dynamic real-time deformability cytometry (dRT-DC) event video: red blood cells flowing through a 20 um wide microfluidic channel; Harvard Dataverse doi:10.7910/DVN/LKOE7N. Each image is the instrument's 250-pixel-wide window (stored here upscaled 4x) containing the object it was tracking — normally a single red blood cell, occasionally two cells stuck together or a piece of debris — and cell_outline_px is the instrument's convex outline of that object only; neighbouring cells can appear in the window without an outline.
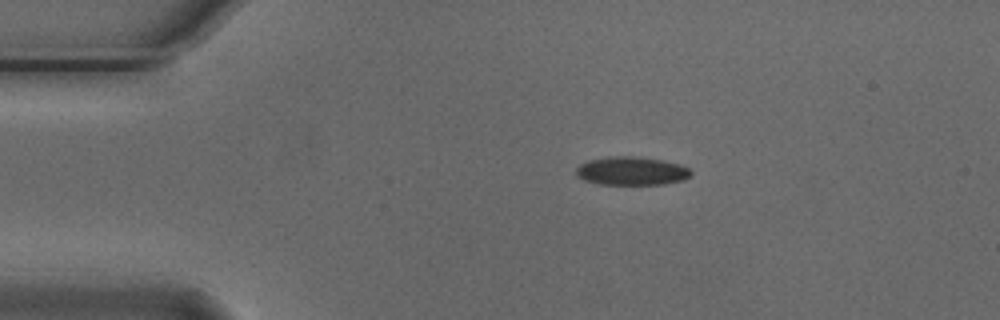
{"species": "Egyptian fruit bat (a non-hibernating species)", "species_latin": "Rousettus aegyptiacus", "temperature_condition": "cold", "stored_images_in_passage": 6, "camera_frame_rate_fps": 3000, "um_per_image_px": 0.085, "animal": {"sex": "male"}, "frame": {"image": 1, "passage_image": 4, "time_ms": 1.0, "image_size_px": [1000, 320], "cell_outline_px": [[692, 176], [684, 180], [664, 184], [600, 184], [584, 180], [576, 176], [576, 168], [580, 164], [588, 160], [608, 156], [632, 156], [664, 160], [680, 164], [688, 168], [692, 172]], "centroid_in_image_um": [53.69, 14.53], "position_along_channel_um": 31.3, "area_um2": 19.19}}
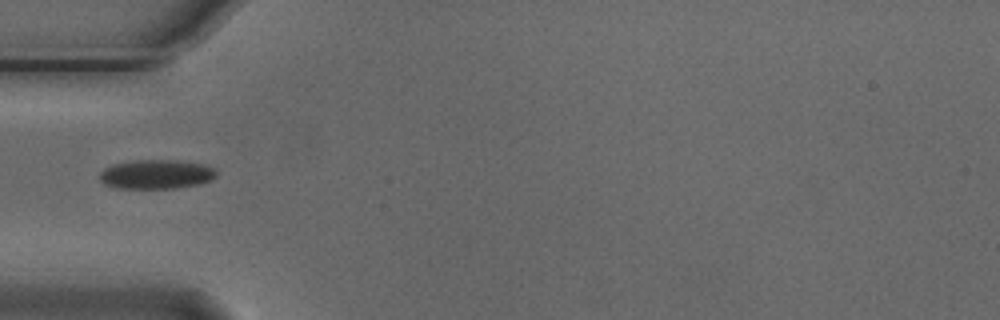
{"frame": {"image": 2, "passage_image": 6, "time_ms": 1.667, "image_size_px": [1000, 320], "cell_outline_px": [[216, 176], [212, 180], [200, 184], [176, 188], [116, 188], [104, 184], [100, 180], [100, 172], [104, 168], [112, 164], [136, 160], [176, 160], [204, 164], [216, 168]], "centroid_in_image_um": [13.3, 14.81], "position_along_channel_um": 71.7, "area_um2": 20.06}}